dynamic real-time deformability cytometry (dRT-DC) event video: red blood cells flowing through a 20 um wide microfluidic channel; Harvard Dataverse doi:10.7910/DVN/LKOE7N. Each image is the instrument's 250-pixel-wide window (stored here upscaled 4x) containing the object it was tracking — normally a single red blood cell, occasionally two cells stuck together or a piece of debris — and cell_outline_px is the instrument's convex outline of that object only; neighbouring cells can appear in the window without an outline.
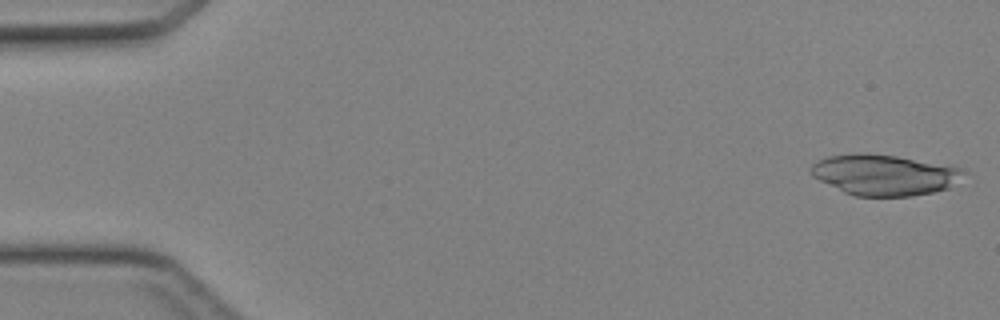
{"species": "Egyptian fruit bat (a non-hibernating species)", "species_latin": "Rousettus aegyptiacus", "temperature_condition": "cold", "stored_images_in_passage": 19, "camera_frame_rate_fps": 3000, "um_per_image_px": 0.085, "animal": {"sex": "female"}, "frame": {"image": 1, "passage_image": 1, "time_ms": 0.0, "image_size_px": [1000, 320], "cell_outline_px": [[968, 172], [948, 188], [932, 192], [912, 196], [856, 196], [844, 192], [812, 176], [812, 164], [816, 160], [828, 156], [852, 152], [864, 152], [896, 156], [952, 164], [968, 168]], "centroid_in_image_um": [75.24, 14.83], "position_along_channel_um": 9.8, "area_um2": 36.88}}